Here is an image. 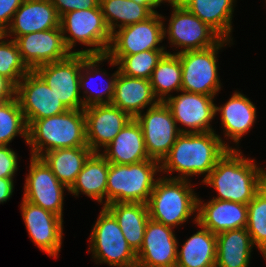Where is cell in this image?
Wrapping results in <instances>:
<instances>
[{"instance_id": "6", "label": "cell", "mask_w": 266, "mask_h": 267, "mask_svg": "<svg viewBox=\"0 0 266 267\" xmlns=\"http://www.w3.org/2000/svg\"><path fill=\"white\" fill-rule=\"evenodd\" d=\"M60 27L65 46L71 53L86 55L107 53L111 42V32L105 23L100 6L65 13L60 18ZM66 33L69 35L66 36ZM76 43L88 46L89 49L72 51Z\"/></svg>"}, {"instance_id": "44", "label": "cell", "mask_w": 266, "mask_h": 267, "mask_svg": "<svg viewBox=\"0 0 266 267\" xmlns=\"http://www.w3.org/2000/svg\"><path fill=\"white\" fill-rule=\"evenodd\" d=\"M137 3H140V4H163V2L165 3L166 0H133Z\"/></svg>"}, {"instance_id": "33", "label": "cell", "mask_w": 266, "mask_h": 267, "mask_svg": "<svg viewBox=\"0 0 266 267\" xmlns=\"http://www.w3.org/2000/svg\"><path fill=\"white\" fill-rule=\"evenodd\" d=\"M154 96L164 102L172 91L182 90V67L179 56L166 53L158 62L150 78Z\"/></svg>"}, {"instance_id": "1", "label": "cell", "mask_w": 266, "mask_h": 267, "mask_svg": "<svg viewBox=\"0 0 266 267\" xmlns=\"http://www.w3.org/2000/svg\"><path fill=\"white\" fill-rule=\"evenodd\" d=\"M229 149L239 147H230L215 131L181 133L160 163L161 172L169 175L178 172V176L169 178L185 180L205 174L203 182Z\"/></svg>"}, {"instance_id": "7", "label": "cell", "mask_w": 266, "mask_h": 267, "mask_svg": "<svg viewBox=\"0 0 266 267\" xmlns=\"http://www.w3.org/2000/svg\"><path fill=\"white\" fill-rule=\"evenodd\" d=\"M88 252L96 264L113 267H136L137 255L129 246L115 217L103 207L89 237Z\"/></svg>"}, {"instance_id": "36", "label": "cell", "mask_w": 266, "mask_h": 267, "mask_svg": "<svg viewBox=\"0 0 266 267\" xmlns=\"http://www.w3.org/2000/svg\"><path fill=\"white\" fill-rule=\"evenodd\" d=\"M247 207V232L266 260V194L259 190Z\"/></svg>"}, {"instance_id": "16", "label": "cell", "mask_w": 266, "mask_h": 267, "mask_svg": "<svg viewBox=\"0 0 266 267\" xmlns=\"http://www.w3.org/2000/svg\"><path fill=\"white\" fill-rule=\"evenodd\" d=\"M177 96L170 95L164 103L169 107L176 123H181L187 133L212 132L210 122L216 116L215 96L196 94L181 90Z\"/></svg>"}, {"instance_id": "8", "label": "cell", "mask_w": 266, "mask_h": 267, "mask_svg": "<svg viewBox=\"0 0 266 267\" xmlns=\"http://www.w3.org/2000/svg\"><path fill=\"white\" fill-rule=\"evenodd\" d=\"M231 43L222 39L218 44L201 49L177 53L182 67V90L196 94L216 96L221 89L217 54Z\"/></svg>"}, {"instance_id": "17", "label": "cell", "mask_w": 266, "mask_h": 267, "mask_svg": "<svg viewBox=\"0 0 266 267\" xmlns=\"http://www.w3.org/2000/svg\"><path fill=\"white\" fill-rule=\"evenodd\" d=\"M22 61L34 71L37 67L67 58L61 27L33 32L15 39Z\"/></svg>"}, {"instance_id": "35", "label": "cell", "mask_w": 266, "mask_h": 267, "mask_svg": "<svg viewBox=\"0 0 266 267\" xmlns=\"http://www.w3.org/2000/svg\"><path fill=\"white\" fill-rule=\"evenodd\" d=\"M27 123L17 97L0 102V145L9 143L18 135L27 144Z\"/></svg>"}, {"instance_id": "38", "label": "cell", "mask_w": 266, "mask_h": 267, "mask_svg": "<svg viewBox=\"0 0 266 267\" xmlns=\"http://www.w3.org/2000/svg\"><path fill=\"white\" fill-rule=\"evenodd\" d=\"M17 170V153L8 145H0V178L14 179Z\"/></svg>"}, {"instance_id": "23", "label": "cell", "mask_w": 266, "mask_h": 267, "mask_svg": "<svg viewBox=\"0 0 266 267\" xmlns=\"http://www.w3.org/2000/svg\"><path fill=\"white\" fill-rule=\"evenodd\" d=\"M256 106L239 91H235L223 106H215V114L221 113L224 137L239 144L256 120Z\"/></svg>"}, {"instance_id": "3", "label": "cell", "mask_w": 266, "mask_h": 267, "mask_svg": "<svg viewBox=\"0 0 266 267\" xmlns=\"http://www.w3.org/2000/svg\"><path fill=\"white\" fill-rule=\"evenodd\" d=\"M27 126V145L34 157L55 149L88 146L83 109L30 121Z\"/></svg>"}, {"instance_id": "26", "label": "cell", "mask_w": 266, "mask_h": 267, "mask_svg": "<svg viewBox=\"0 0 266 267\" xmlns=\"http://www.w3.org/2000/svg\"><path fill=\"white\" fill-rule=\"evenodd\" d=\"M117 220L129 246L137 253L143 243L147 222L148 206L145 203H111L104 206Z\"/></svg>"}, {"instance_id": "13", "label": "cell", "mask_w": 266, "mask_h": 267, "mask_svg": "<svg viewBox=\"0 0 266 267\" xmlns=\"http://www.w3.org/2000/svg\"><path fill=\"white\" fill-rule=\"evenodd\" d=\"M23 199L63 218L64 189L50 167L41 157L31 156Z\"/></svg>"}, {"instance_id": "45", "label": "cell", "mask_w": 266, "mask_h": 267, "mask_svg": "<svg viewBox=\"0 0 266 267\" xmlns=\"http://www.w3.org/2000/svg\"><path fill=\"white\" fill-rule=\"evenodd\" d=\"M3 36H5V32L0 28V39H2Z\"/></svg>"}, {"instance_id": "10", "label": "cell", "mask_w": 266, "mask_h": 267, "mask_svg": "<svg viewBox=\"0 0 266 267\" xmlns=\"http://www.w3.org/2000/svg\"><path fill=\"white\" fill-rule=\"evenodd\" d=\"M135 120L141 126L149 158L160 163L169 154L177 137L187 133L186 128L177 126L169 107L162 101L140 113Z\"/></svg>"}, {"instance_id": "39", "label": "cell", "mask_w": 266, "mask_h": 267, "mask_svg": "<svg viewBox=\"0 0 266 267\" xmlns=\"http://www.w3.org/2000/svg\"><path fill=\"white\" fill-rule=\"evenodd\" d=\"M51 1L60 18L65 13L71 11L97 8L100 5V0H51Z\"/></svg>"}, {"instance_id": "41", "label": "cell", "mask_w": 266, "mask_h": 267, "mask_svg": "<svg viewBox=\"0 0 266 267\" xmlns=\"http://www.w3.org/2000/svg\"><path fill=\"white\" fill-rule=\"evenodd\" d=\"M15 91L16 87L7 78L0 75V102L14 98Z\"/></svg>"}, {"instance_id": "32", "label": "cell", "mask_w": 266, "mask_h": 267, "mask_svg": "<svg viewBox=\"0 0 266 267\" xmlns=\"http://www.w3.org/2000/svg\"><path fill=\"white\" fill-rule=\"evenodd\" d=\"M105 23L112 33L116 29L144 21L151 17L161 4H140L133 0H100Z\"/></svg>"}, {"instance_id": "20", "label": "cell", "mask_w": 266, "mask_h": 267, "mask_svg": "<svg viewBox=\"0 0 266 267\" xmlns=\"http://www.w3.org/2000/svg\"><path fill=\"white\" fill-rule=\"evenodd\" d=\"M197 198L196 222L214 234L246 228L248 207L246 204L228 200L211 199L203 203Z\"/></svg>"}, {"instance_id": "43", "label": "cell", "mask_w": 266, "mask_h": 267, "mask_svg": "<svg viewBox=\"0 0 266 267\" xmlns=\"http://www.w3.org/2000/svg\"><path fill=\"white\" fill-rule=\"evenodd\" d=\"M260 190L266 194V170L260 168Z\"/></svg>"}, {"instance_id": "34", "label": "cell", "mask_w": 266, "mask_h": 267, "mask_svg": "<svg viewBox=\"0 0 266 267\" xmlns=\"http://www.w3.org/2000/svg\"><path fill=\"white\" fill-rule=\"evenodd\" d=\"M166 50H146L129 56H107L106 60L111 66H118L123 75L150 80L153 70L162 57L168 53Z\"/></svg>"}, {"instance_id": "28", "label": "cell", "mask_w": 266, "mask_h": 267, "mask_svg": "<svg viewBox=\"0 0 266 267\" xmlns=\"http://www.w3.org/2000/svg\"><path fill=\"white\" fill-rule=\"evenodd\" d=\"M200 230L194 233L183 243L181 250H177L176 267H215L216 262V234L200 226Z\"/></svg>"}, {"instance_id": "11", "label": "cell", "mask_w": 266, "mask_h": 267, "mask_svg": "<svg viewBox=\"0 0 266 267\" xmlns=\"http://www.w3.org/2000/svg\"><path fill=\"white\" fill-rule=\"evenodd\" d=\"M155 12L148 19L122 27L111 33L107 56H129L146 50H165L159 46L164 40V20Z\"/></svg>"}, {"instance_id": "31", "label": "cell", "mask_w": 266, "mask_h": 267, "mask_svg": "<svg viewBox=\"0 0 266 267\" xmlns=\"http://www.w3.org/2000/svg\"><path fill=\"white\" fill-rule=\"evenodd\" d=\"M106 61V54L103 55H86L83 54V66L80 71V76H79V84H80V93L81 90L84 92V96L82 97L85 98L83 99V105L84 108L92 105H102V104H110L113 95H114V89H115V82L118 76V69L115 73H113L112 76L107 79L108 81L104 83L105 85L102 86L101 90H92L91 89V81L93 80L92 76L94 75H104V76H109L106 73V70H101L99 68V64L103 61ZM101 71H100V70ZM101 72V73H100ZM93 82V81H92ZM98 86V85H97ZM99 89V88H97Z\"/></svg>"}, {"instance_id": "4", "label": "cell", "mask_w": 266, "mask_h": 267, "mask_svg": "<svg viewBox=\"0 0 266 267\" xmlns=\"http://www.w3.org/2000/svg\"><path fill=\"white\" fill-rule=\"evenodd\" d=\"M168 176L157 179L147 206L150 219L175 228L196 213L198 196L190 179Z\"/></svg>"}, {"instance_id": "22", "label": "cell", "mask_w": 266, "mask_h": 267, "mask_svg": "<svg viewBox=\"0 0 266 267\" xmlns=\"http://www.w3.org/2000/svg\"><path fill=\"white\" fill-rule=\"evenodd\" d=\"M158 102L159 100L154 96L150 80L123 75L118 69L111 105L118 107L132 119H135L144 112L145 108L153 107Z\"/></svg>"}, {"instance_id": "2", "label": "cell", "mask_w": 266, "mask_h": 267, "mask_svg": "<svg viewBox=\"0 0 266 267\" xmlns=\"http://www.w3.org/2000/svg\"><path fill=\"white\" fill-rule=\"evenodd\" d=\"M260 168L239 149H229L201 183L216 190L212 199L247 205L260 190Z\"/></svg>"}, {"instance_id": "30", "label": "cell", "mask_w": 266, "mask_h": 267, "mask_svg": "<svg viewBox=\"0 0 266 267\" xmlns=\"http://www.w3.org/2000/svg\"><path fill=\"white\" fill-rule=\"evenodd\" d=\"M92 154L89 146H83L55 149L44 153L41 158L50 167L56 178L70 189Z\"/></svg>"}, {"instance_id": "15", "label": "cell", "mask_w": 266, "mask_h": 267, "mask_svg": "<svg viewBox=\"0 0 266 267\" xmlns=\"http://www.w3.org/2000/svg\"><path fill=\"white\" fill-rule=\"evenodd\" d=\"M21 214L29 237L37 247L58 258L63 238V218L22 199Z\"/></svg>"}, {"instance_id": "25", "label": "cell", "mask_w": 266, "mask_h": 267, "mask_svg": "<svg viewBox=\"0 0 266 267\" xmlns=\"http://www.w3.org/2000/svg\"><path fill=\"white\" fill-rule=\"evenodd\" d=\"M215 267H249L254 244L246 228L216 234Z\"/></svg>"}, {"instance_id": "19", "label": "cell", "mask_w": 266, "mask_h": 267, "mask_svg": "<svg viewBox=\"0 0 266 267\" xmlns=\"http://www.w3.org/2000/svg\"><path fill=\"white\" fill-rule=\"evenodd\" d=\"M83 111L86 119V140L93 153H100V148L107 147L132 119L111 104L92 105Z\"/></svg>"}, {"instance_id": "12", "label": "cell", "mask_w": 266, "mask_h": 267, "mask_svg": "<svg viewBox=\"0 0 266 267\" xmlns=\"http://www.w3.org/2000/svg\"><path fill=\"white\" fill-rule=\"evenodd\" d=\"M83 54L71 53L67 58L37 67L34 71L52 89L68 110L84 109L79 76Z\"/></svg>"}, {"instance_id": "42", "label": "cell", "mask_w": 266, "mask_h": 267, "mask_svg": "<svg viewBox=\"0 0 266 267\" xmlns=\"http://www.w3.org/2000/svg\"><path fill=\"white\" fill-rule=\"evenodd\" d=\"M14 191V180L11 178H0V204L7 202Z\"/></svg>"}, {"instance_id": "40", "label": "cell", "mask_w": 266, "mask_h": 267, "mask_svg": "<svg viewBox=\"0 0 266 267\" xmlns=\"http://www.w3.org/2000/svg\"><path fill=\"white\" fill-rule=\"evenodd\" d=\"M24 0H0V28L5 32Z\"/></svg>"}, {"instance_id": "21", "label": "cell", "mask_w": 266, "mask_h": 267, "mask_svg": "<svg viewBox=\"0 0 266 267\" xmlns=\"http://www.w3.org/2000/svg\"><path fill=\"white\" fill-rule=\"evenodd\" d=\"M60 17L51 0H24L14 13L10 26L5 31V37L14 40L33 32L58 28Z\"/></svg>"}, {"instance_id": "5", "label": "cell", "mask_w": 266, "mask_h": 267, "mask_svg": "<svg viewBox=\"0 0 266 267\" xmlns=\"http://www.w3.org/2000/svg\"><path fill=\"white\" fill-rule=\"evenodd\" d=\"M161 172L160 162L149 159L135 164L108 162L106 205L111 203L147 204Z\"/></svg>"}, {"instance_id": "24", "label": "cell", "mask_w": 266, "mask_h": 267, "mask_svg": "<svg viewBox=\"0 0 266 267\" xmlns=\"http://www.w3.org/2000/svg\"><path fill=\"white\" fill-rule=\"evenodd\" d=\"M109 163L135 164L149 160L141 126L131 119L100 153Z\"/></svg>"}, {"instance_id": "37", "label": "cell", "mask_w": 266, "mask_h": 267, "mask_svg": "<svg viewBox=\"0 0 266 267\" xmlns=\"http://www.w3.org/2000/svg\"><path fill=\"white\" fill-rule=\"evenodd\" d=\"M0 39V75L7 78L15 87L31 70L22 61L14 39Z\"/></svg>"}, {"instance_id": "27", "label": "cell", "mask_w": 266, "mask_h": 267, "mask_svg": "<svg viewBox=\"0 0 266 267\" xmlns=\"http://www.w3.org/2000/svg\"><path fill=\"white\" fill-rule=\"evenodd\" d=\"M189 12L214 29L223 39L231 40L232 17L236 0H177Z\"/></svg>"}, {"instance_id": "9", "label": "cell", "mask_w": 266, "mask_h": 267, "mask_svg": "<svg viewBox=\"0 0 266 267\" xmlns=\"http://www.w3.org/2000/svg\"><path fill=\"white\" fill-rule=\"evenodd\" d=\"M166 2L171 5L173 12L167 29L164 26V38L168 36L170 45L182 48L173 54L209 48L223 39L214 29L189 12L177 0H166Z\"/></svg>"}, {"instance_id": "29", "label": "cell", "mask_w": 266, "mask_h": 267, "mask_svg": "<svg viewBox=\"0 0 266 267\" xmlns=\"http://www.w3.org/2000/svg\"><path fill=\"white\" fill-rule=\"evenodd\" d=\"M107 177L108 161L100 153H93L68 192L74 196H78L81 192L100 204L104 203L102 206L104 207L106 206Z\"/></svg>"}, {"instance_id": "14", "label": "cell", "mask_w": 266, "mask_h": 267, "mask_svg": "<svg viewBox=\"0 0 266 267\" xmlns=\"http://www.w3.org/2000/svg\"><path fill=\"white\" fill-rule=\"evenodd\" d=\"M15 96L26 123L56 116L68 110L35 71H30L17 84Z\"/></svg>"}, {"instance_id": "18", "label": "cell", "mask_w": 266, "mask_h": 267, "mask_svg": "<svg viewBox=\"0 0 266 267\" xmlns=\"http://www.w3.org/2000/svg\"><path fill=\"white\" fill-rule=\"evenodd\" d=\"M173 229L149 218L136 267H176L179 242Z\"/></svg>"}]
</instances>
